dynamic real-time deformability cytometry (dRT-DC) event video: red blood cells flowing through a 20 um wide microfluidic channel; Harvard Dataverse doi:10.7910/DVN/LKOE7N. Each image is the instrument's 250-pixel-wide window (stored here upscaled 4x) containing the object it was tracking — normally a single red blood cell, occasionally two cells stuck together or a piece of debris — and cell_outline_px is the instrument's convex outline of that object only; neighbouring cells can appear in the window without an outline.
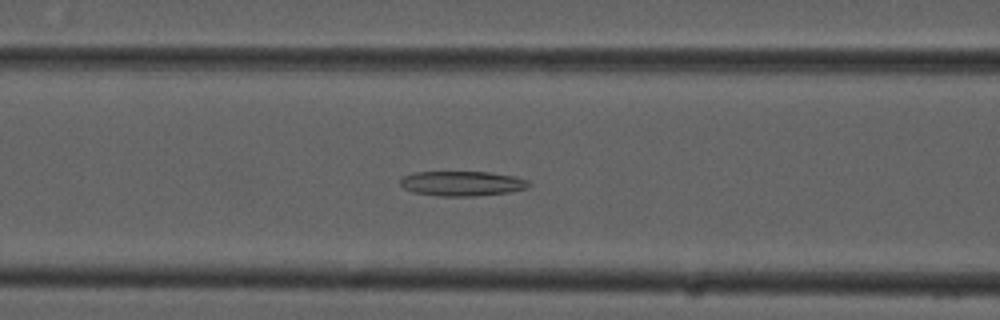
{"species": "common noctule bat (a hibernating species)", "species_latin": "Nyctalus noctula", "temperature_condition": "cold", "stored_images_in_passage": 54, "camera_frame_rate_fps": 3000, "um_per_image_px": 0.085, "animal": {"sex": "male", "forearm_length_mm": 52.5}, "frame": {"image": 1, "passage_image": 22, "time_ms": 7.0, "image_size_px": [1000, 320], "cell_outline_px": [[532, 184], [528, 188], [508, 192], [476, 196], [440, 196], [416, 192], [404, 188], [400, 184], [400, 180], [404, 176], [416, 172], [488, 172], [512, 176], [528, 180]], "centroid_in_image_um": [39.31, 15.6], "position_along_channel_um": 127.3, "area_um2": 18.44}}
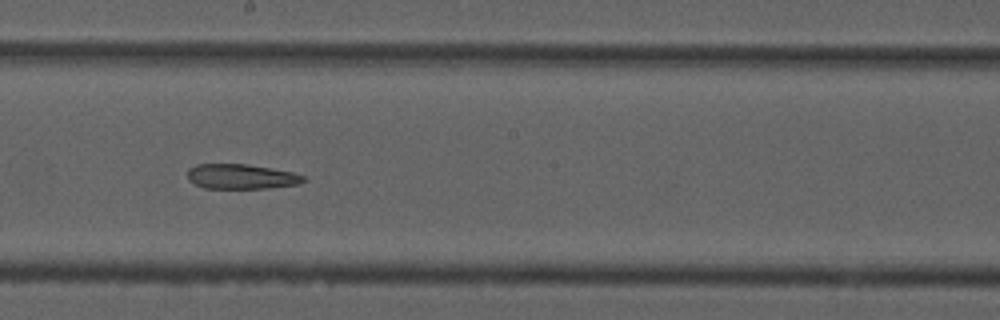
{"frame": {"image": 2, "passage_image": 30, "time_ms": 9.667, "image_size_px": [1000, 320], "cell_outline_px": [[308, 180], [300, 184], [268, 188], [204, 188], [188, 180], [188, 168], [196, 164], [248, 164], [272, 168], [292, 172], [304, 176]], "centroid_in_image_um": [20.53, 15.0], "position_along_channel_um": 227.7, "area_um2": 16.94}}
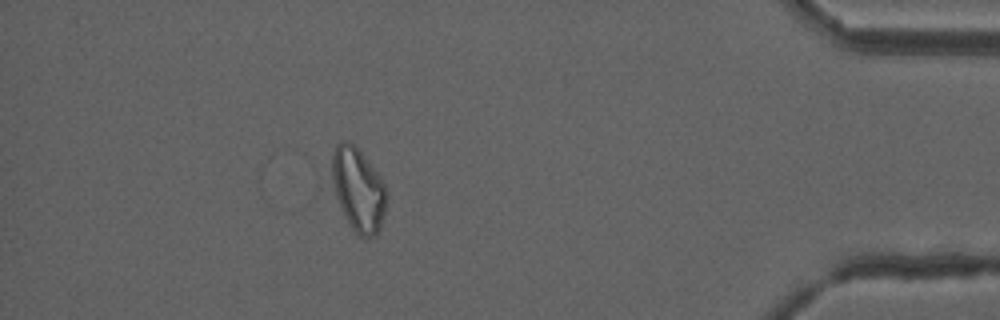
{"frame": {"image": 3, "passage_image": 48, "time_ms": 15.667, "image_size_px": [1000, 320], "cell_outline_px": [[388, 200], [380, 228], [376, 236], [360, 236], [348, 224], [344, 216], [336, 196], [332, 180], [332, 152], [336, 144], [344, 140], [348, 140], [360, 152], [380, 176], [388, 192]], "centroid_in_image_um": [30.46, 16.12], "position_along_channel_um": 404.7, "area_um2": 26.47}, "authors_computed_cell_mechanics": {"area_um2": 23.3801, "velocity_mm_per_s": 3.7657, "shape_relaxation_time_tau1_ms": null, "shape_relaxation_time_tau2_ms": 8.5788, "deformation_change_tau1": null, "deformation_change_tau2": 0.1873}}